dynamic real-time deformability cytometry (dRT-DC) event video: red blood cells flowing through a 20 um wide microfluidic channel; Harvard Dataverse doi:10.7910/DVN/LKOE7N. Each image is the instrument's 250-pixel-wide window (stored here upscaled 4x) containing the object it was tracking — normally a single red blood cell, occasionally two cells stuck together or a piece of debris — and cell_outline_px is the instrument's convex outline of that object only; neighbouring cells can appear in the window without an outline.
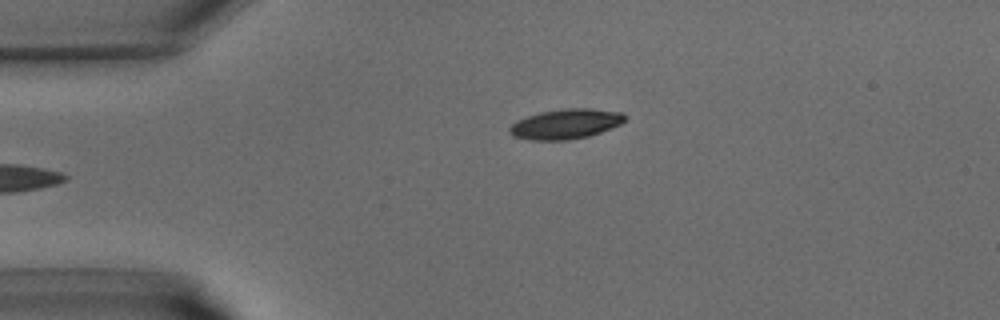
{"species": "common noctule bat (a hibernating species)", "species_latin": "Nyctalus noctula", "temperature_condition": "warm", "stored_images_in_passage": 27, "camera_frame_rate_fps": 3000, "um_per_image_px": 0.085, "animal": {"sex": "male", "body_mass_g": 15.6}, "frame": {"image": 1, "passage_image": 1, "time_ms": 0.0, "image_size_px": [1000, 320], "cell_outline_px": [[628, 116], [620, 124], [600, 132], [588, 136], [568, 140], [528, 140], [512, 136], [508, 132], [508, 128], [516, 120], [540, 112], [568, 108], [592, 108], [624, 112]], "centroid_in_image_um": [48.08, 10.53], "position_along_channel_um": 36.9, "area_um2": 20.29}}
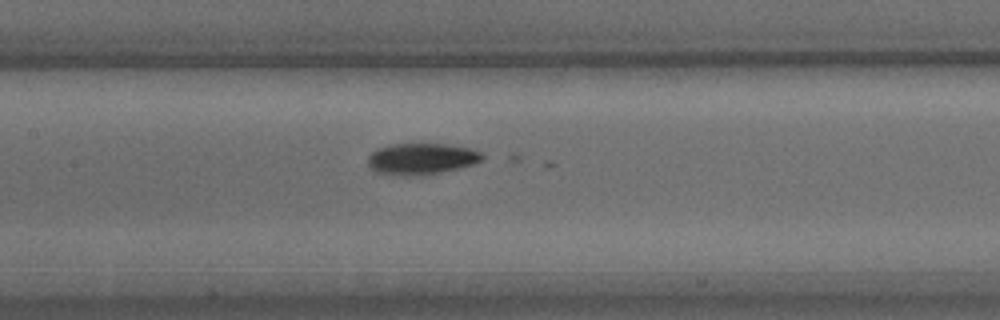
{"frame": {"image": 2, "passage_image": 11, "time_ms": 3.333, "image_size_px": [1000, 320], "cell_outline_px": [[484, 160], [472, 164], [424, 176], [404, 176], [376, 172], [368, 164], [368, 156], [372, 152], [388, 144], [444, 144], [468, 148], [480, 152], [484, 156]], "centroid_in_image_um": [35.81, 13.51], "position_along_channel_um": 171.6, "area_um2": 20.75}}
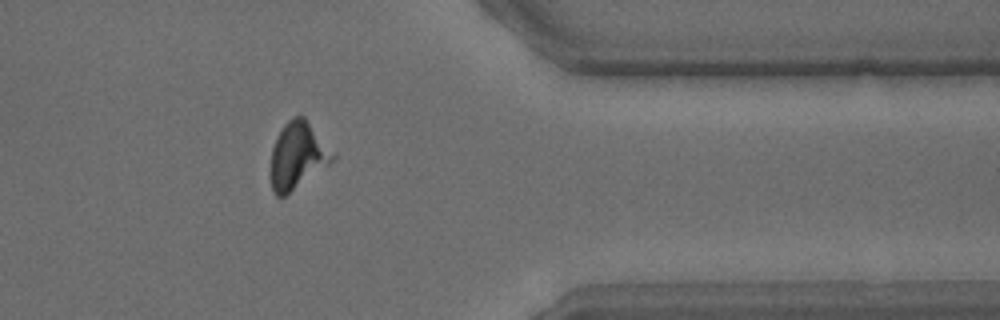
{"frame": {"image": 3, "passage_image": 25, "time_ms": 8.0, "image_size_px": [1000, 320], "cell_outline_px": [[336, 156], [328, 164], [284, 196], [276, 196], [272, 188], [272, 148], [276, 136], [284, 124], [292, 116], [304, 116], [336, 152]], "centroid_in_image_um": [25.32, 13.16], "position_along_channel_um": 386.1, "area_um2": 23.76}}